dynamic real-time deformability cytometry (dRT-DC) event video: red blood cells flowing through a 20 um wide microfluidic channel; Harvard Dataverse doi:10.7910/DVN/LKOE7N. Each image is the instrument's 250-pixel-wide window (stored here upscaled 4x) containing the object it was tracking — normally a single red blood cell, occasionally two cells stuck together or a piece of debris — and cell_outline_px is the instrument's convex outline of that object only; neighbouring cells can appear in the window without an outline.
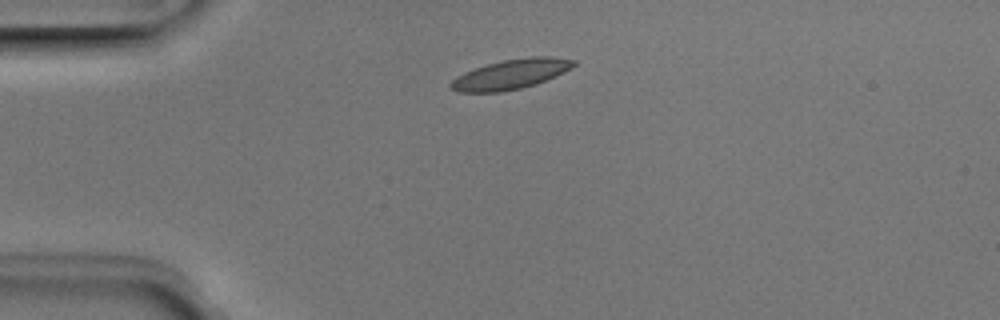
{"species": "Egyptian fruit bat (a non-hibernating species)", "species_latin": "Rousettus aegyptiacus", "temperature_condition": "room temperature", "stored_images_in_passage": 4, "segment_of_instrument_passage": [1, 2], "camera_frame_rate_fps": 3000, "um_per_image_px": 0.085, "animal": {"sex": "male"}, "frame": {"image": 1, "passage_image": 2, "time_ms": 0.333, "image_size_px": [1000, 320], "cell_outline_px": [[576, 64], [572, 68], [564, 72], [536, 84], [520, 88], [500, 92], [456, 92], [448, 88], [448, 84], [456, 76], [464, 72], [488, 64], [504, 60], [532, 56], [552, 56], [576, 60]], "centroid_in_image_um": [43.4, 6.31], "position_along_channel_um": 41.6, "area_um2": 21.39}}